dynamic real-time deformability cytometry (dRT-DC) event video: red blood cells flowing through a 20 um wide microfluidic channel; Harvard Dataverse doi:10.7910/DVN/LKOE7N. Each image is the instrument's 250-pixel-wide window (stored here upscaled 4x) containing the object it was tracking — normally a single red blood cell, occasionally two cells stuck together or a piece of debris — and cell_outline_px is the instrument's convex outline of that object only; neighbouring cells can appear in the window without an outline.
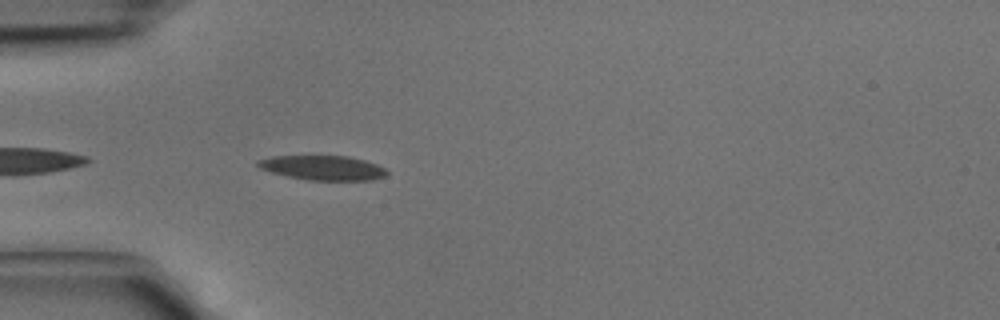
{"species": "common noctule bat (a hibernating species)", "species_latin": "Nyctalus noctula", "temperature_condition": "cold", "stored_images_in_passage": 9, "camera_frame_rate_fps": 3000, "um_per_image_px": 0.085, "animal": {"sex": "male", "body_mass_g": 15.6}, "frame": {"image": 1, "passage_image": 3, "time_ms": 0.667, "image_size_px": [1000, 320], "cell_outline_px": [[388, 172], [384, 176], [368, 180], [308, 180], [288, 176], [272, 172], [260, 168], [256, 164], [256, 160], [272, 156], [348, 156], [364, 160], [376, 164], [384, 168]], "centroid_in_image_um": [27.41, 14.25], "position_along_channel_um": 57.6, "area_um2": 18.26}}